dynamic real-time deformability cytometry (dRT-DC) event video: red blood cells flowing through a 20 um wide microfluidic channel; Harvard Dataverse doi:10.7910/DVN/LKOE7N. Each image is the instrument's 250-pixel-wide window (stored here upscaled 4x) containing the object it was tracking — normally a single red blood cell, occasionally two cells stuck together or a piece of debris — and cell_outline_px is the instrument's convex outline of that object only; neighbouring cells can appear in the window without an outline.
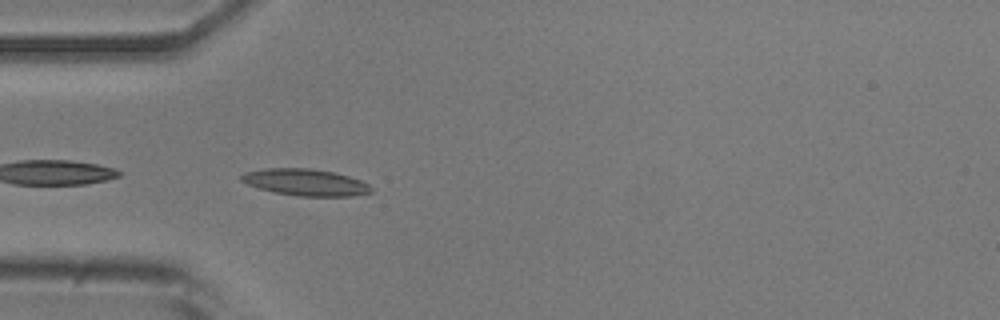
{"species": "common noctule bat (a hibernating species)", "species_latin": "Nyctalus noctula", "temperature_condition": "room temperature", "stored_images_in_passage": 12, "camera_frame_rate_fps": 3000, "um_per_image_px": 0.085, "animal": {"sex": "male", "body_mass_g": 20.5, "forearm_length_mm": 52.5}, "frame": {"image": 1, "passage_image": 1, "time_ms": 0.0, "image_size_px": [1000, 320], "cell_outline_px": [[372, 192], [352, 196], [300, 196], [272, 192], [248, 184], [240, 180], [240, 176], [244, 172], [268, 168], [308, 168], [332, 172], [348, 176], [360, 180], [368, 184], [372, 188]], "centroid_in_image_um": [25.95, 15.5], "position_along_channel_um": 59.0, "area_um2": 20.06}}